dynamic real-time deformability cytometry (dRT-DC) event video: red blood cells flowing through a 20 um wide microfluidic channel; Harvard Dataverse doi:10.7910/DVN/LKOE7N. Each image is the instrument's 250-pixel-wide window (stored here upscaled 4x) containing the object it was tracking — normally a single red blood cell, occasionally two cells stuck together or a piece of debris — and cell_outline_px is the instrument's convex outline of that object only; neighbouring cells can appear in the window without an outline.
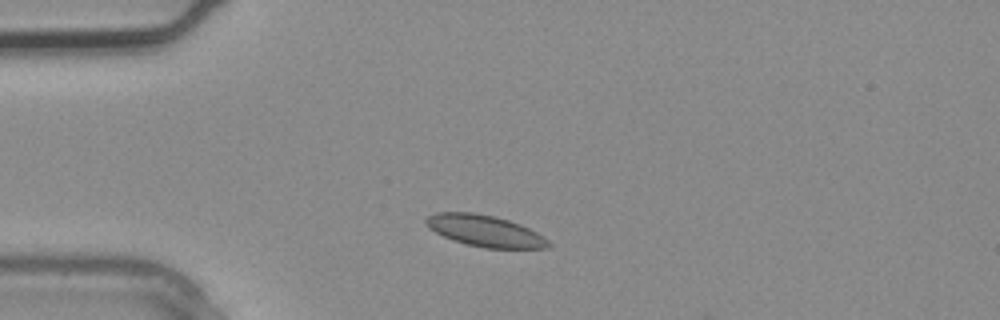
{"species": "common noctule bat (a hibernating species)", "species_latin": "Nyctalus noctula", "temperature_condition": "warm", "stored_images_in_passage": 1, "camera_frame_rate_fps": 3000, "um_per_image_px": 0.085, "animal": {"sex": "male", "body_mass_g": 20.4}, "frame": {"image": 1, "passage_image": 1, "time_ms": 0.0, "image_size_px": [1000, 320], "cell_outline_px": [[552, 244], [548, 248], [484, 248], [468, 244], [444, 236], [428, 228], [424, 220], [428, 216], [436, 212], [472, 212], [496, 216], [520, 224], [544, 236]], "centroid_in_image_um": [41.23, 19.61], "position_along_channel_um": 43.8, "area_um2": 22.31}}